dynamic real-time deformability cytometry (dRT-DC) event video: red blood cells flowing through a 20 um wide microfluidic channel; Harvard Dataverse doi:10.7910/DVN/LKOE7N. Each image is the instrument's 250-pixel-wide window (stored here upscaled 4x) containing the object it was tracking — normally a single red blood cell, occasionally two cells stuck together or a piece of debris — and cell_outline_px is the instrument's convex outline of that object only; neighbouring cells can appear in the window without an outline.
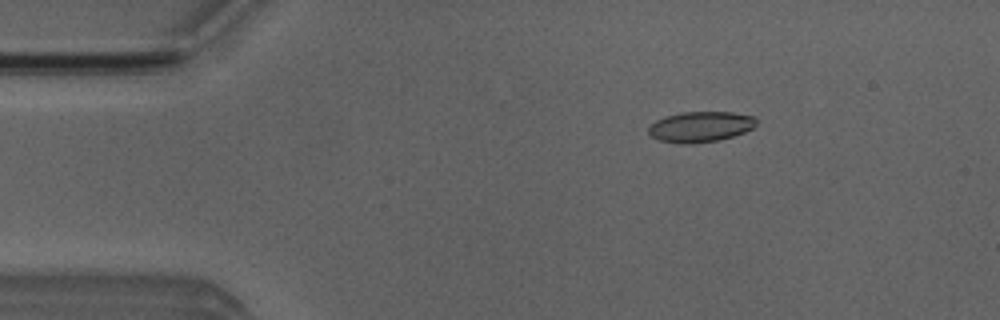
{"species": "Egyptian fruit bat (a non-hibernating species)", "species_latin": "Rousettus aegyptiacus", "temperature_condition": "room temperature", "stored_images_in_passage": 52, "segment_of_instrument_passage": [1, 2], "camera_frame_rate_fps": 3000, "um_per_image_px": 0.085, "animal": {"sex": "male"}, "frame": {"image": 1, "passage_image": 8, "time_ms": 2.333, "image_size_px": [1000, 320], "cell_outline_px": [[756, 124], [752, 128], [744, 132], [732, 136], [716, 140], [684, 144], [660, 140], [652, 136], [648, 132], [648, 128], [656, 120], [664, 116], [680, 112], [732, 112], [756, 116]], "centroid_in_image_um": [59.54, 10.75], "position_along_channel_um": 25.5, "area_um2": 19.02}}
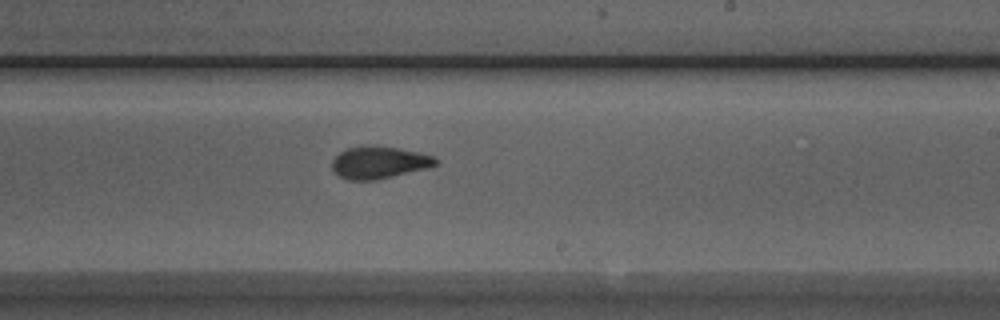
{"frame": {"image": 2, "passage_image": 30, "time_ms": 9.667, "image_size_px": [1000, 320], "cell_outline_px": [[440, 160], [432, 168], [376, 180], [348, 180], [332, 172], [332, 160], [340, 152], [348, 148], [360, 144], [376, 144], [420, 152], [436, 156]], "centroid_in_image_um": [32.27, 13.79], "position_along_channel_um": 256.7, "area_um2": 20.23}}
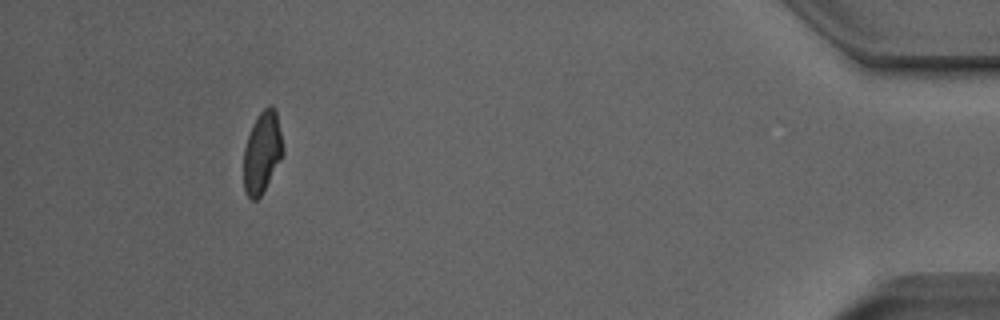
{"frame": {"image": 3, "passage_image": 47, "time_ms": 15.333, "image_size_px": [1000, 320], "cell_outline_px": [[284, 152], [280, 160], [260, 196], [256, 200], [252, 200], [244, 192], [244, 148], [252, 124], [256, 116], [268, 104], [272, 104], [276, 112], [284, 148]], "centroid_in_image_um": [22.28, 12.91], "position_along_channel_um": 412.9, "area_um2": 18.55}}